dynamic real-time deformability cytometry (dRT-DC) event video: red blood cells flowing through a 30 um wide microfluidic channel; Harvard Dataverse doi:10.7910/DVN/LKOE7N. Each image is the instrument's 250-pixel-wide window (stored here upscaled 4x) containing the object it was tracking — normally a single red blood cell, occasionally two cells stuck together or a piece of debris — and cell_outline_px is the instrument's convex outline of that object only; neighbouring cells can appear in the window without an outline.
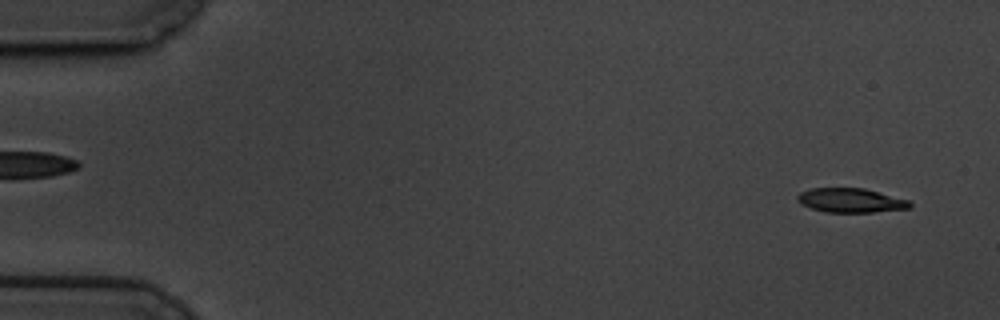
{"species": "common noctule bat (a hibernating species)", "species_latin": "Nyctalus noctula", "temperature_condition": "cold", "stored_images_in_passage": 58, "camera_frame_rate_fps": 3000, "um_per_image_px": 0.085, "animal": {"sex": "male", "body_mass_g": 19.5, "forearm_length_mm": 54.6}, "frame": {"image": 1, "passage_image": 3, "time_ms": 0.667, "image_size_px": [1000, 320], "cell_outline_px": [[912, 208], [872, 212], [824, 212], [800, 204], [796, 200], [796, 196], [800, 192], [808, 188], [864, 188], [908, 200], [912, 204]], "centroid_in_image_um": [72.27, 17.03], "position_along_channel_um": 12.7, "area_um2": 15.95}}
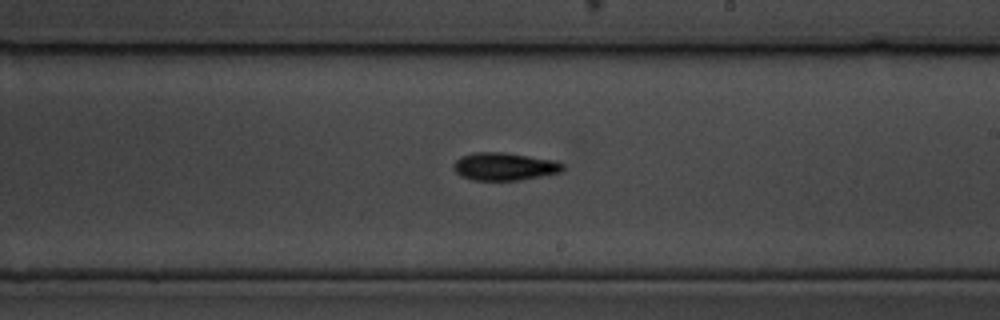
{"frame": {"image": 2, "passage_image": 34, "time_ms": 11.0, "image_size_px": [1000, 320], "cell_outline_px": [[564, 172], [520, 180], [472, 180], [460, 176], [452, 168], [452, 164], [460, 156], [472, 152], [504, 152], [556, 160], [564, 164]], "centroid_in_image_um": [42.87, 14.15], "position_along_channel_um": 246.1, "area_um2": 18.03}}
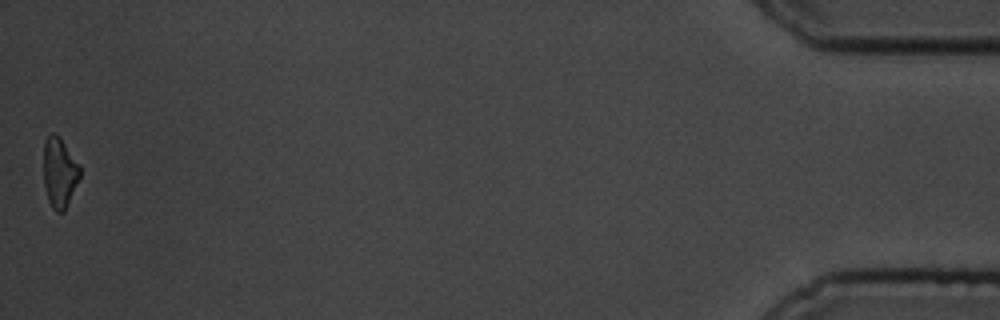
{"frame": {"image": 3, "passage_image": 58, "time_ms": 19.0, "image_size_px": [1000, 320], "cell_outline_px": [[80, 176], [64, 212], [56, 212], [52, 208], [48, 200], [44, 184], [44, 140], [52, 132], [60, 136], [80, 164]], "centroid_in_image_um": [5.06, 14.64], "position_along_channel_um": 430.1, "area_um2": 14.91}, "authors_computed_cell_mechanics": {"area_um2": 16.8776, "velocity_mm_per_s": 3.4363, "shape_relaxation_time_tau1_ms": 3.5149, "shape_relaxation_time_tau2_ms": null, "deformation_change_tau1": 0.1508, "deformation_change_tau2": null}}